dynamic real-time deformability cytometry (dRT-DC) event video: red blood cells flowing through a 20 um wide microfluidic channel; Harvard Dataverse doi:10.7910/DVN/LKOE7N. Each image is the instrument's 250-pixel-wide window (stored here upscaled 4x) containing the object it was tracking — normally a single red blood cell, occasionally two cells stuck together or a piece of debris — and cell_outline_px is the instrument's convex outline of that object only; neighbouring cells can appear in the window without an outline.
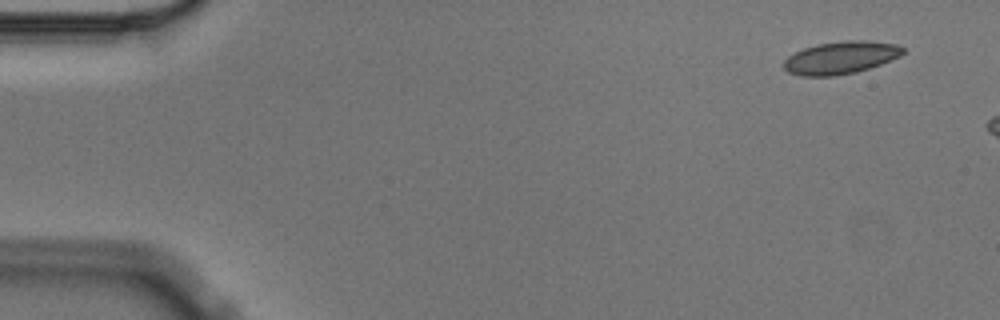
{"species": "Egyptian fruit bat (a non-hibernating species)", "species_latin": "Rousettus aegyptiacus", "temperature_condition": "cold", "stored_images_in_passage": 3, "camera_frame_rate_fps": 3000, "um_per_image_px": 0.085, "animal": {"sex": "male"}, "frame": {"image": 1, "passage_image": 1, "time_ms": 0.0, "image_size_px": [1000, 320], "cell_outline_px": [[904, 52], [900, 56], [880, 64], [856, 72], [832, 76], [800, 76], [788, 72], [784, 68], [784, 60], [788, 56], [804, 48], [816, 44], [844, 40], [868, 40], [896, 44], [904, 48]], "centroid_in_image_um": [71.45, 4.89], "position_along_channel_um": 13.5, "area_um2": 22.6}}